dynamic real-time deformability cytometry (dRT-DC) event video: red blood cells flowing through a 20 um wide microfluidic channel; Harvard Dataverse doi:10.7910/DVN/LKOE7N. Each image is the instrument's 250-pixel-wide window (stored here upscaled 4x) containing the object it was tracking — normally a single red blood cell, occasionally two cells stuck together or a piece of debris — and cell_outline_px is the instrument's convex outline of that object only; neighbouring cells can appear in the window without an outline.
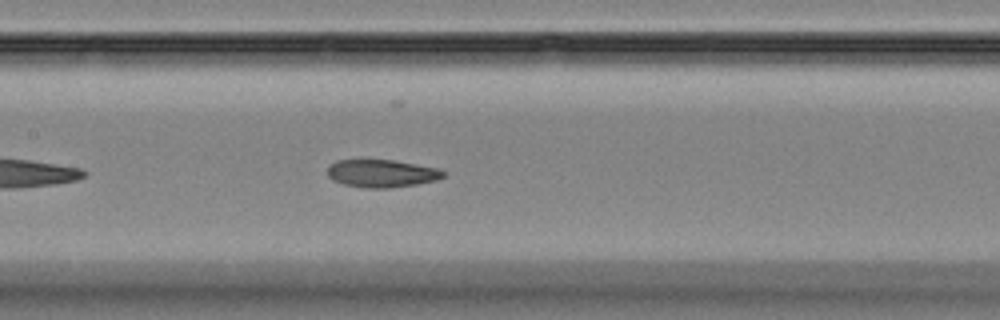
{"species": "Egyptian fruit bat (a non-hibernating species)", "species_latin": "Rousettus aegyptiacus", "temperature_condition": "room temperature", "stored_images_in_passage": 21, "camera_frame_rate_fps": 3000, "um_per_image_px": 0.085, "animal": {"sex": "female"}, "frame": {"image": 1, "passage_image": 12, "time_ms": 3.667, "image_size_px": [1000, 320], "cell_outline_px": [[444, 176], [436, 180], [416, 184], [388, 188], [364, 188], [344, 184], [332, 180], [328, 176], [328, 168], [336, 160], [392, 160], [440, 168], [444, 172]], "centroid_in_image_um": [32.45, 14.74], "position_along_channel_um": 175.0, "area_um2": 18.61}}